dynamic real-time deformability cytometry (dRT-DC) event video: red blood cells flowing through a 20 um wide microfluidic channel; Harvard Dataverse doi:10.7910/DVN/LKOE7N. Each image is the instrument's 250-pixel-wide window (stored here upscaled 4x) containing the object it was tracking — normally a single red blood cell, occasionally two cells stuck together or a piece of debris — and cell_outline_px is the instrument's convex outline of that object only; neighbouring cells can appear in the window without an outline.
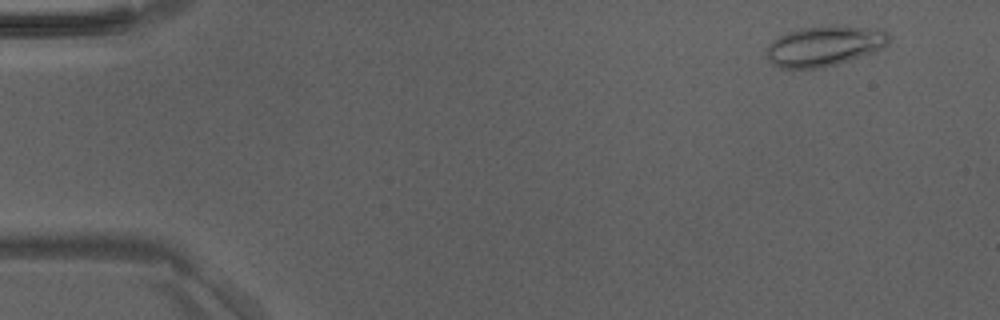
{"species": "Egyptian fruit bat (a non-hibernating species)", "species_latin": "Rousettus aegyptiacus", "temperature_condition": "room temperature", "stored_images_in_passage": 49, "camera_frame_rate_fps": 3000, "um_per_image_px": 0.085, "animal": {"sex": "male"}, "frame": {"image": 1, "passage_image": 4, "time_ms": 1.0, "image_size_px": [1000, 320], "cell_outline_px": [[888, 44], [884, 48], [824, 68], [780, 68], [772, 64], [768, 60], [768, 48], [772, 40], [788, 32], [800, 28], [832, 24], [876, 28], [888, 32]], "centroid_in_image_um": [70.09, 3.89], "position_along_channel_um": 14.9, "area_um2": 28.78}}
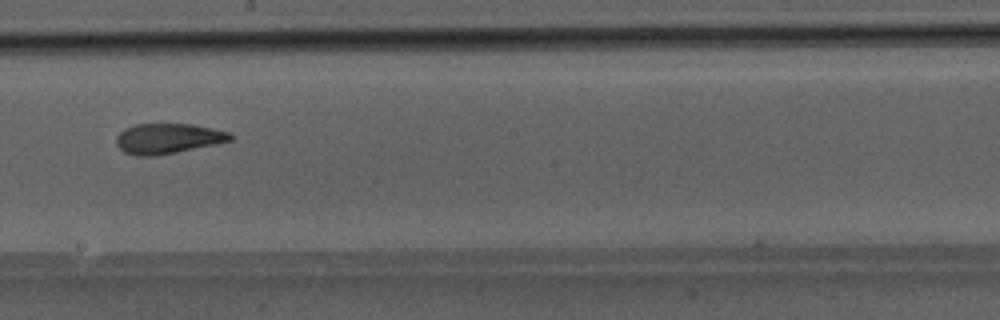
{"frame": {"image": 2, "passage_image": 28, "time_ms": 9.0, "image_size_px": [1000, 320], "cell_outline_px": [[232, 140], [216, 144], [156, 156], [136, 156], [124, 152], [116, 144], [116, 136], [124, 128], [136, 124], [192, 124], [232, 132]], "centroid_in_image_um": [14.27, 11.77], "position_along_channel_um": 233.9, "area_um2": 20.17}}
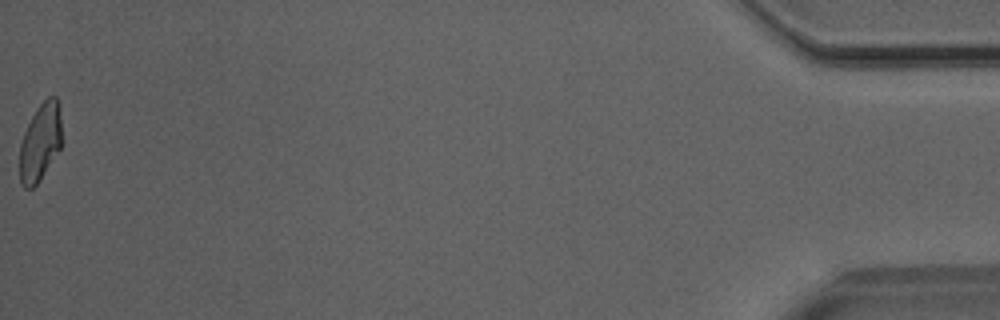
{"frame": {"image": 3, "passage_image": 49, "time_ms": 16.0, "image_size_px": [1000, 320], "cell_outline_px": [[64, 140], [60, 148], [36, 184], [32, 188], [24, 188], [20, 184], [20, 144], [24, 132], [36, 108], [48, 96], [56, 96], [60, 116]], "centroid_in_image_um": [3.43, 12.07], "position_along_channel_um": 431.8, "area_um2": 19.02}}